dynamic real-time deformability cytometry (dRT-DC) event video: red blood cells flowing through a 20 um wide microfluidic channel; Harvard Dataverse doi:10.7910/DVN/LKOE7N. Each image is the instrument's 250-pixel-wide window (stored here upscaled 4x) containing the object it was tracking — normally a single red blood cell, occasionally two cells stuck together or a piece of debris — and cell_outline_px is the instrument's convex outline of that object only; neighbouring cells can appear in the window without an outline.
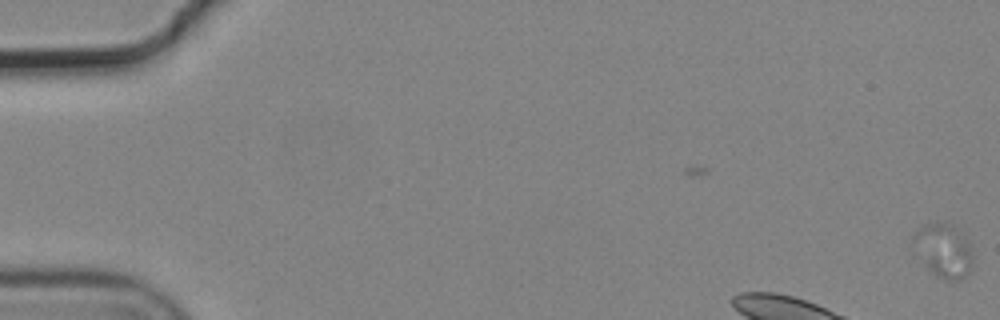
{"species": "common noctule bat (a hibernating species)", "species_latin": "Nyctalus noctula", "temperature_condition": "cold", "stored_images_in_passage": 6, "camera_frame_rate_fps": 3000, "um_per_image_px": 0.085, "animal": {"sex": "male", "body_mass_g": 19.2, "forearm_length_mm": 51.8}, "frame": {"image": 1, "passage_image": 1, "time_ms": 0.0, "image_size_px": [1000, 320], "cell_outline_px": [[972, 264], [968, 272], [960, 280], [944, 280], [936, 276], [924, 264], [916, 236], [916, 232], [920, 228], [936, 220], [952, 224], [960, 228], [968, 240], [972, 248]], "centroid_in_image_um": [80.33, 21.27], "position_along_channel_um": 4.7, "area_um2": 18.15}}
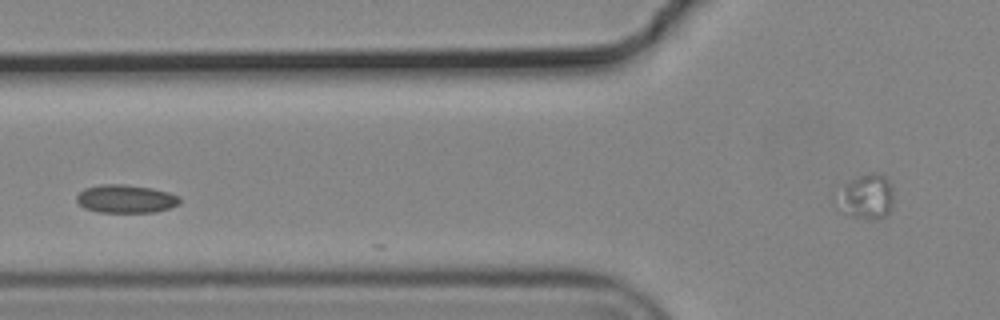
{"frame": {"image": 2, "passage_image": 6, "time_ms": 1.667, "image_size_px": [1000, 320], "cell_outline_px": [[180, 204], [156, 212], [100, 212], [84, 208], [76, 200], [76, 196], [84, 188], [100, 184], [124, 184], [152, 188], [168, 192], [180, 196]], "centroid_in_image_um": [10.7, 16.89], "position_along_channel_um": 115.1, "area_um2": 16.99}}